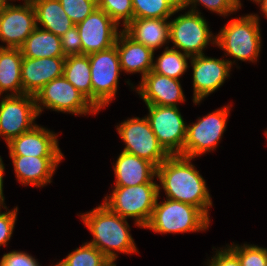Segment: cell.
I'll use <instances>...</instances> for the list:
<instances>
[{"mask_svg": "<svg viewBox=\"0 0 267 266\" xmlns=\"http://www.w3.org/2000/svg\"><path fill=\"white\" fill-rule=\"evenodd\" d=\"M18 182L43 187L51 183L56 168L64 157L10 156Z\"/></svg>", "mask_w": 267, "mask_h": 266, "instance_id": "d6986e66", "label": "cell"}, {"mask_svg": "<svg viewBox=\"0 0 267 266\" xmlns=\"http://www.w3.org/2000/svg\"><path fill=\"white\" fill-rule=\"evenodd\" d=\"M38 115L43 108L74 115L97 114L99 111L63 76L47 83L34 96Z\"/></svg>", "mask_w": 267, "mask_h": 266, "instance_id": "ba28073f", "label": "cell"}, {"mask_svg": "<svg viewBox=\"0 0 267 266\" xmlns=\"http://www.w3.org/2000/svg\"><path fill=\"white\" fill-rule=\"evenodd\" d=\"M259 19L257 14H248L230 20L216 35L215 45L234 59L257 62L262 44Z\"/></svg>", "mask_w": 267, "mask_h": 266, "instance_id": "3957f363", "label": "cell"}, {"mask_svg": "<svg viewBox=\"0 0 267 266\" xmlns=\"http://www.w3.org/2000/svg\"><path fill=\"white\" fill-rule=\"evenodd\" d=\"M189 55L183 52L165 47L164 52L153 61L152 71L167 77L180 80L179 78L187 71Z\"/></svg>", "mask_w": 267, "mask_h": 266, "instance_id": "4316f807", "label": "cell"}, {"mask_svg": "<svg viewBox=\"0 0 267 266\" xmlns=\"http://www.w3.org/2000/svg\"><path fill=\"white\" fill-rule=\"evenodd\" d=\"M116 129L125 143L124 152L148 160L156 167L170 156L159 143L146 116L129 118Z\"/></svg>", "mask_w": 267, "mask_h": 266, "instance_id": "9c48e42d", "label": "cell"}, {"mask_svg": "<svg viewBox=\"0 0 267 266\" xmlns=\"http://www.w3.org/2000/svg\"><path fill=\"white\" fill-rule=\"evenodd\" d=\"M106 266H116L115 262L110 261Z\"/></svg>", "mask_w": 267, "mask_h": 266, "instance_id": "ee69618b", "label": "cell"}, {"mask_svg": "<svg viewBox=\"0 0 267 266\" xmlns=\"http://www.w3.org/2000/svg\"><path fill=\"white\" fill-rule=\"evenodd\" d=\"M117 48L121 71L141 73V79L153 68L154 52L132 39L123 29L117 36Z\"/></svg>", "mask_w": 267, "mask_h": 266, "instance_id": "ffe728a7", "label": "cell"}, {"mask_svg": "<svg viewBox=\"0 0 267 266\" xmlns=\"http://www.w3.org/2000/svg\"><path fill=\"white\" fill-rule=\"evenodd\" d=\"M0 266H40L35 257L23 251H11L5 253L1 260Z\"/></svg>", "mask_w": 267, "mask_h": 266, "instance_id": "d590c367", "label": "cell"}, {"mask_svg": "<svg viewBox=\"0 0 267 266\" xmlns=\"http://www.w3.org/2000/svg\"><path fill=\"white\" fill-rule=\"evenodd\" d=\"M206 19L201 12L189 11L169 20V41L174 46L190 57L203 53L209 44H216V36L210 31ZM211 42V43H210Z\"/></svg>", "mask_w": 267, "mask_h": 266, "instance_id": "8992f818", "label": "cell"}, {"mask_svg": "<svg viewBox=\"0 0 267 266\" xmlns=\"http://www.w3.org/2000/svg\"><path fill=\"white\" fill-rule=\"evenodd\" d=\"M258 5L259 7L261 6L260 9L263 15L267 17V0H261Z\"/></svg>", "mask_w": 267, "mask_h": 266, "instance_id": "ab89813d", "label": "cell"}, {"mask_svg": "<svg viewBox=\"0 0 267 266\" xmlns=\"http://www.w3.org/2000/svg\"><path fill=\"white\" fill-rule=\"evenodd\" d=\"M174 11H181L187 8V0H165Z\"/></svg>", "mask_w": 267, "mask_h": 266, "instance_id": "74e56055", "label": "cell"}, {"mask_svg": "<svg viewBox=\"0 0 267 266\" xmlns=\"http://www.w3.org/2000/svg\"><path fill=\"white\" fill-rule=\"evenodd\" d=\"M115 174L114 187L136 186L156 183L157 167L148 160L122 151L113 165Z\"/></svg>", "mask_w": 267, "mask_h": 266, "instance_id": "44dd1931", "label": "cell"}, {"mask_svg": "<svg viewBox=\"0 0 267 266\" xmlns=\"http://www.w3.org/2000/svg\"><path fill=\"white\" fill-rule=\"evenodd\" d=\"M17 212L18 207L9 211L6 207V212L0 213V246H7V242L10 241L17 220Z\"/></svg>", "mask_w": 267, "mask_h": 266, "instance_id": "e575fe53", "label": "cell"}, {"mask_svg": "<svg viewBox=\"0 0 267 266\" xmlns=\"http://www.w3.org/2000/svg\"><path fill=\"white\" fill-rule=\"evenodd\" d=\"M109 262L110 260L102 252L85 242L57 264L58 266H106Z\"/></svg>", "mask_w": 267, "mask_h": 266, "instance_id": "83f0119b", "label": "cell"}, {"mask_svg": "<svg viewBox=\"0 0 267 266\" xmlns=\"http://www.w3.org/2000/svg\"><path fill=\"white\" fill-rule=\"evenodd\" d=\"M192 158L170 155L157 167V179L164 189L166 198L187 203L199 208L209 219L212 200L206 180L195 166Z\"/></svg>", "mask_w": 267, "mask_h": 266, "instance_id": "6da1fadb", "label": "cell"}, {"mask_svg": "<svg viewBox=\"0 0 267 266\" xmlns=\"http://www.w3.org/2000/svg\"><path fill=\"white\" fill-rule=\"evenodd\" d=\"M57 137L45 127L35 125L6 144L10 156L64 157Z\"/></svg>", "mask_w": 267, "mask_h": 266, "instance_id": "2e32d148", "label": "cell"}, {"mask_svg": "<svg viewBox=\"0 0 267 266\" xmlns=\"http://www.w3.org/2000/svg\"><path fill=\"white\" fill-rule=\"evenodd\" d=\"M230 105L198 118L196 123L187 125L183 156L194 159L200 155L214 151L221 140L227 126Z\"/></svg>", "mask_w": 267, "mask_h": 266, "instance_id": "30bf717a", "label": "cell"}, {"mask_svg": "<svg viewBox=\"0 0 267 266\" xmlns=\"http://www.w3.org/2000/svg\"><path fill=\"white\" fill-rule=\"evenodd\" d=\"M22 60L23 55L20 48H0V96L4 92L7 95L23 94Z\"/></svg>", "mask_w": 267, "mask_h": 266, "instance_id": "603a6c76", "label": "cell"}, {"mask_svg": "<svg viewBox=\"0 0 267 266\" xmlns=\"http://www.w3.org/2000/svg\"><path fill=\"white\" fill-rule=\"evenodd\" d=\"M92 104L100 111L107 107L116 96L119 75L121 72L120 59L116 46L89 54Z\"/></svg>", "mask_w": 267, "mask_h": 266, "instance_id": "52a82bcc", "label": "cell"}, {"mask_svg": "<svg viewBox=\"0 0 267 266\" xmlns=\"http://www.w3.org/2000/svg\"><path fill=\"white\" fill-rule=\"evenodd\" d=\"M60 39L62 51L65 57L82 55V44L76 25L71 27L62 36H60Z\"/></svg>", "mask_w": 267, "mask_h": 266, "instance_id": "836d02e7", "label": "cell"}, {"mask_svg": "<svg viewBox=\"0 0 267 266\" xmlns=\"http://www.w3.org/2000/svg\"><path fill=\"white\" fill-rule=\"evenodd\" d=\"M190 60L193 69V103L196 105L223 85L230 77L235 61L211 58L205 54L193 56Z\"/></svg>", "mask_w": 267, "mask_h": 266, "instance_id": "5bb4252c", "label": "cell"}, {"mask_svg": "<svg viewBox=\"0 0 267 266\" xmlns=\"http://www.w3.org/2000/svg\"><path fill=\"white\" fill-rule=\"evenodd\" d=\"M36 13L37 27L62 36L75 24L67 16L59 0H30Z\"/></svg>", "mask_w": 267, "mask_h": 266, "instance_id": "cb8c5ba5", "label": "cell"}, {"mask_svg": "<svg viewBox=\"0 0 267 266\" xmlns=\"http://www.w3.org/2000/svg\"><path fill=\"white\" fill-rule=\"evenodd\" d=\"M36 27V13L30 0H24L23 5L8 1L0 12V41L6 44L0 48H20Z\"/></svg>", "mask_w": 267, "mask_h": 266, "instance_id": "4fadbf2b", "label": "cell"}, {"mask_svg": "<svg viewBox=\"0 0 267 266\" xmlns=\"http://www.w3.org/2000/svg\"><path fill=\"white\" fill-rule=\"evenodd\" d=\"M169 18H134L123 30L153 52L169 43Z\"/></svg>", "mask_w": 267, "mask_h": 266, "instance_id": "7402d4cb", "label": "cell"}, {"mask_svg": "<svg viewBox=\"0 0 267 266\" xmlns=\"http://www.w3.org/2000/svg\"><path fill=\"white\" fill-rule=\"evenodd\" d=\"M134 18H170L174 11L165 0H132Z\"/></svg>", "mask_w": 267, "mask_h": 266, "instance_id": "f1b7e54d", "label": "cell"}, {"mask_svg": "<svg viewBox=\"0 0 267 266\" xmlns=\"http://www.w3.org/2000/svg\"><path fill=\"white\" fill-rule=\"evenodd\" d=\"M98 8L106 12L123 29L134 19L132 0H97Z\"/></svg>", "mask_w": 267, "mask_h": 266, "instance_id": "f546056e", "label": "cell"}, {"mask_svg": "<svg viewBox=\"0 0 267 266\" xmlns=\"http://www.w3.org/2000/svg\"><path fill=\"white\" fill-rule=\"evenodd\" d=\"M5 166L2 161V157L0 156V200H5L3 193V176H4Z\"/></svg>", "mask_w": 267, "mask_h": 266, "instance_id": "f35d334b", "label": "cell"}, {"mask_svg": "<svg viewBox=\"0 0 267 266\" xmlns=\"http://www.w3.org/2000/svg\"><path fill=\"white\" fill-rule=\"evenodd\" d=\"M38 116L33 95H5L0 102V136L8 143L37 125Z\"/></svg>", "mask_w": 267, "mask_h": 266, "instance_id": "7c38bea8", "label": "cell"}, {"mask_svg": "<svg viewBox=\"0 0 267 266\" xmlns=\"http://www.w3.org/2000/svg\"><path fill=\"white\" fill-rule=\"evenodd\" d=\"M4 204H5V203H4V200H0V213H2V212H1V208L4 207V209H6V206H5Z\"/></svg>", "mask_w": 267, "mask_h": 266, "instance_id": "7bdbcfd3", "label": "cell"}, {"mask_svg": "<svg viewBox=\"0 0 267 266\" xmlns=\"http://www.w3.org/2000/svg\"><path fill=\"white\" fill-rule=\"evenodd\" d=\"M227 247L238 257L241 266H267V248L234 242Z\"/></svg>", "mask_w": 267, "mask_h": 266, "instance_id": "4dcf8cb0", "label": "cell"}, {"mask_svg": "<svg viewBox=\"0 0 267 266\" xmlns=\"http://www.w3.org/2000/svg\"><path fill=\"white\" fill-rule=\"evenodd\" d=\"M207 264L208 266H241L238 257L228 247L216 250Z\"/></svg>", "mask_w": 267, "mask_h": 266, "instance_id": "8d00e7d4", "label": "cell"}, {"mask_svg": "<svg viewBox=\"0 0 267 266\" xmlns=\"http://www.w3.org/2000/svg\"><path fill=\"white\" fill-rule=\"evenodd\" d=\"M146 116L159 143L170 155L183 156L187 124L178 107L146 105Z\"/></svg>", "mask_w": 267, "mask_h": 266, "instance_id": "8fae6325", "label": "cell"}, {"mask_svg": "<svg viewBox=\"0 0 267 266\" xmlns=\"http://www.w3.org/2000/svg\"><path fill=\"white\" fill-rule=\"evenodd\" d=\"M157 183L136 186L114 187L111 195L104 197L103 204L123 218H133L134 223L144 228L152 215L159 196Z\"/></svg>", "mask_w": 267, "mask_h": 266, "instance_id": "5b68a950", "label": "cell"}, {"mask_svg": "<svg viewBox=\"0 0 267 266\" xmlns=\"http://www.w3.org/2000/svg\"><path fill=\"white\" fill-rule=\"evenodd\" d=\"M197 3L202 4L209 11L218 13L224 17L233 12H237L233 0H187V7L191 5L189 11L197 13Z\"/></svg>", "mask_w": 267, "mask_h": 266, "instance_id": "d6a6232c", "label": "cell"}, {"mask_svg": "<svg viewBox=\"0 0 267 266\" xmlns=\"http://www.w3.org/2000/svg\"><path fill=\"white\" fill-rule=\"evenodd\" d=\"M20 50L27 58L65 57L60 37L40 26L27 37Z\"/></svg>", "mask_w": 267, "mask_h": 266, "instance_id": "d4e9b609", "label": "cell"}, {"mask_svg": "<svg viewBox=\"0 0 267 266\" xmlns=\"http://www.w3.org/2000/svg\"><path fill=\"white\" fill-rule=\"evenodd\" d=\"M76 26L81 39L82 55H89L113 47L120 33L119 26L106 12L99 8H96Z\"/></svg>", "mask_w": 267, "mask_h": 266, "instance_id": "9a60e30c", "label": "cell"}, {"mask_svg": "<svg viewBox=\"0 0 267 266\" xmlns=\"http://www.w3.org/2000/svg\"><path fill=\"white\" fill-rule=\"evenodd\" d=\"M78 216H81L85 226L93 235V239L88 243L96 247L110 261L116 262L118 252L123 254L138 252L127 219L114 213L103 203Z\"/></svg>", "mask_w": 267, "mask_h": 266, "instance_id": "7a4b0ae2", "label": "cell"}, {"mask_svg": "<svg viewBox=\"0 0 267 266\" xmlns=\"http://www.w3.org/2000/svg\"><path fill=\"white\" fill-rule=\"evenodd\" d=\"M65 57L27 58L21 64L23 94L33 95L55 78L63 76Z\"/></svg>", "mask_w": 267, "mask_h": 266, "instance_id": "ac0fdd59", "label": "cell"}, {"mask_svg": "<svg viewBox=\"0 0 267 266\" xmlns=\"http://www.w3.org/2000/svg\"><path fill=\"white\" fill-rule=\"evenodd\" d=\"M59 2L75 25L98 8L97 0H59Z\"/></svg>", "mask_w": 267, "mask_h": 266, "instance_id": "1f68e13d", "label": "cell"}, {"mask_svg": "<svg viewBox=\"0 0 267 266\" xmlns=\"http://www.w3.org/2000/svg\"><path fill=\"white\" fill-rule=\"evenodd\" d=\"M251 1H253V2L258 4L261 0H251ZM233 2H234L236 10H239V8L242 7V4H241L240 0H233Z\"/></svg>", "mask_w": 267, "mask_h": 266, "instance_id": "60d3db41", "label": "cell"}, {"mask_svg": "<svg viewBox=\"0 0 267 266\" xmlns=\"http://www.w3.org/2000/svg\"><path fill=\"white\" fill-rule=\"evenodd\" d=\"M63 75L92 103L91 70L88 55L65 57Z\"/></svg>", "mask_w": 267, "mask_h": 266, "instance_id": "484cf974", "label": "cell"}, {"mask_svg": "<svg viewBox=\"0 0 267 266\" xmlns=\"http://www.w3.org/2000/svg\"><path fill=\"white\" fill-rule=\"evenodd\" d=\"M157 198L151 218L145 229L155 233H186L206 231L210 219L197 207L166 198L158 203Z\"/></svg>", "mask_w": 267, "mask_h": 266, "instance_id": "277c9868", "label": "cell"}, {"mask_svg": "<svg viewBox=\"0 0 267 266\" xmlns=\"http://www.w3.org/2000/svg\"><path fill=\"white\" fill-rule=\"evenodd\" d=\"M134 89L146 105L178 107L177 103L185 102V95L179 80L155 73L152 70L141 79L138 87Z\"/></svg>", "mask_w": 267, "mask_h": 266, "instance_id": "e0dca14e", "label": "cell"}, {"mask_svg": "<svg viewBox=\"0 0 267 266\" xmlns=\"http://www.w3.org/2000/svg\"><path fill=\"white\" fill-rule=\"evenodd\" d=\"M8 2V0H0V12L3 10L4 5Z\"/></svg>", "mask_w": 267, "mask_h": 266, "instance_id": "b9f144b4", "label": "cell"}]
</instances>
